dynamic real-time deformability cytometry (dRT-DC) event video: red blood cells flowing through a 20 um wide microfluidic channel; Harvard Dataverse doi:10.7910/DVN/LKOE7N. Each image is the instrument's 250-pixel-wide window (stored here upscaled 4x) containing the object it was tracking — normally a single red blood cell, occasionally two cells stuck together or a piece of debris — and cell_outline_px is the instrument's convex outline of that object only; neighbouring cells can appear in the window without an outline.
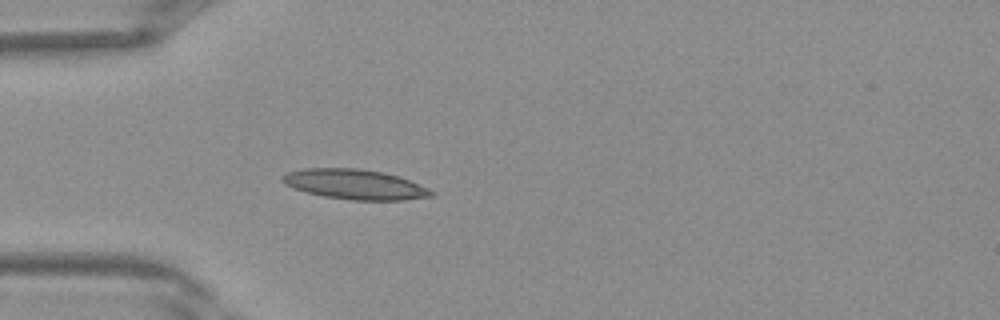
{"species": "Egyptian fruit bat (a non-hibernating species)", "species_latin": "Rousettus aegyptiacus", "temperature_condition": "warm", "stored_images_in_passage": 24, "camera_frame_rate_fps": 3000, "um_per_image_px": 0.085, "frame": {"image": 1, "passage_image": 4, "time_ms": 1.0, "image_size_px": [1000, 320], "cell_outline_px": [[436, 192], [432, 196], [400, 200], [352, 200], [324, 196], [308, 192], [284, 184], [280, 180], [280, 176], [288, 172], [304, 168], [360, 168], [384, 172], [400, 176], [428, 188]], "centroid_in_image_um": [30.17, 15.66], "position_along_channel_um": 54.8, "area_um2": 26.01}}
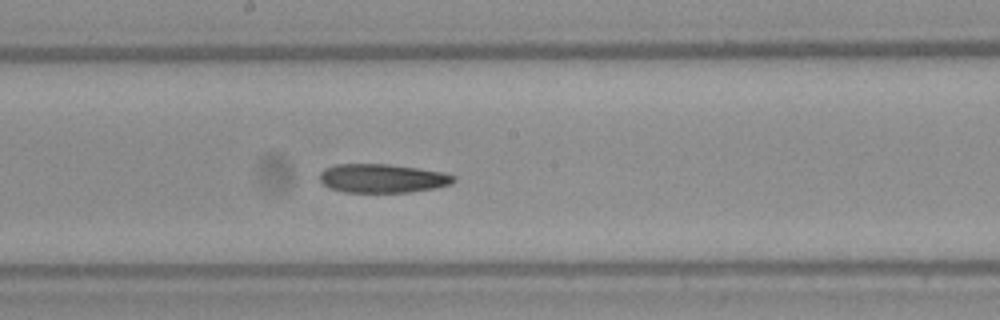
{"frame": {"image": 2, "passage_image": 14, "time_ms": 4.333, "image_size_px": [1000, 320], "cell_outline_px": [[456, 180], [452, 184], [432, 188], [408, 192], [344, 192], [328, 188], [320, 180], [320, 172], [324, 168], [336, 164], [388, 164], [444, 172], [456, 176]], "centroid_in_image_um": [32.49, 15.15], "position_along_channel_um": 215.7, "area_um2": 22.48}}
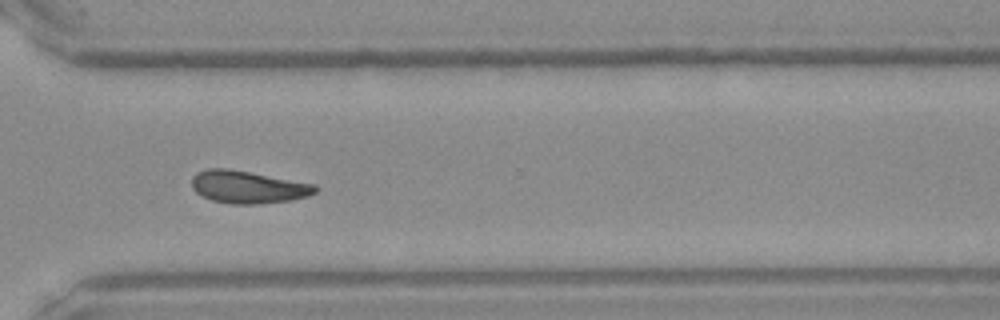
{"frame": {"image": 3, "passage_image": 22, "time_ms": 7.0, "image_size_px": [1000, 320], "cell_outline_px": [[320, 188], [316, 192], [308, 196], [292, 200], [260, 204], [232, 204], [212, 200], [196, 192], [192, 188], [192, 176], [196, 172], [208, 168], [228, 168], [316, 184]], "centroid_in_image_um": [21.1, 15.89], "position_along_channel_um": 349.5, "area_um2": 23.58}}